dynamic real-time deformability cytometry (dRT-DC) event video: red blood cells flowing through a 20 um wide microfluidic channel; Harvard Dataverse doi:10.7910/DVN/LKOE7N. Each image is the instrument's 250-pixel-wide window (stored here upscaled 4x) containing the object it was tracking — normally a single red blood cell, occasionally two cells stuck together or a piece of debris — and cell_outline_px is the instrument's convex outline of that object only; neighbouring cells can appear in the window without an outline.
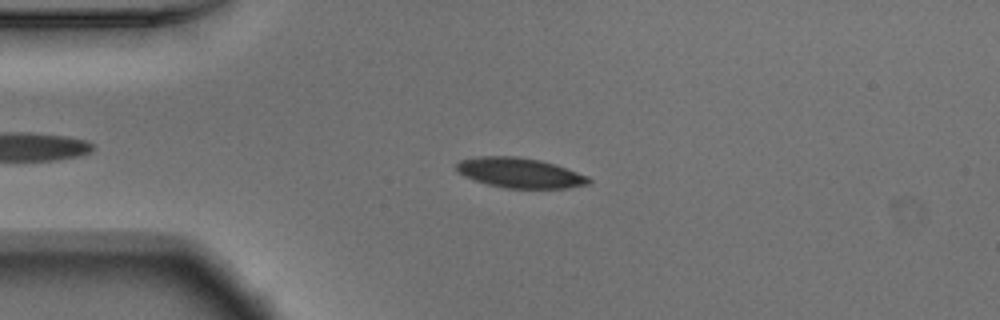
{"species": "Egyptian fruit bat (a non-hibernating species)", "species_latin": "Rousettus aegyptiacus", "temperature_condition": "warm", "stored_images_in_passage": 44, "camera_frame_rate_fps": 3000, "um_per_image_px": 0.085, "animal": {"sex": "male"}, "frame": {"image": 1, "passage_image": 12, "time_ms": 3.667, "image_size_px": [1000, 320], "cell_outline_px": [[592, 180], [588, 184], [568, 188], [504, 188], [488, 184], [464, 176], [456, 168], [456, 164], [460, 160], [480, 156], [516, 156], [540, 160], [588, 176]], "centroid_in_image_um": [44.18, 14.69], "position_along_channel_um": 40.8, "area_um2": 22.83}}
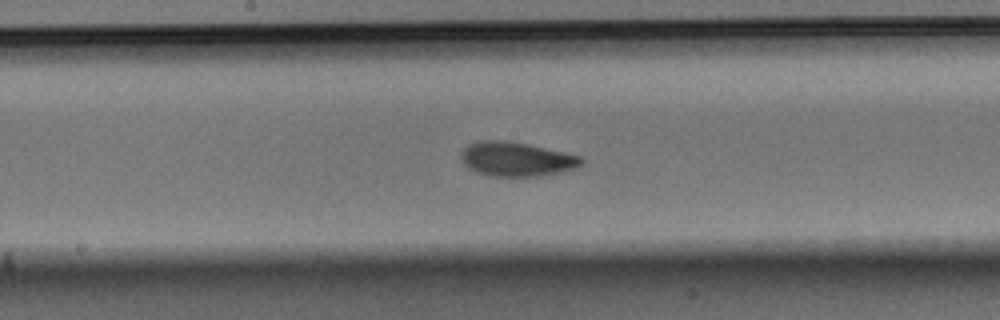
{"frame": {"image": 2, "passage_image": 27, "time_ms": 8.667, "image_size_px": [1000, 320], "cell_outline_px": [[584, 164], [576, 168], [564, 172], [536, 176], [488, 176], [476, 172], [468, 168], [460, 160], [460, 152], [468, 144], [480, 140], [504, 140], [528, 144], [584, 156]], "centroid_in_image_um": [43.92, 13.52], "position_along_channel_um": 204.3, "area_um2": 24.51}}
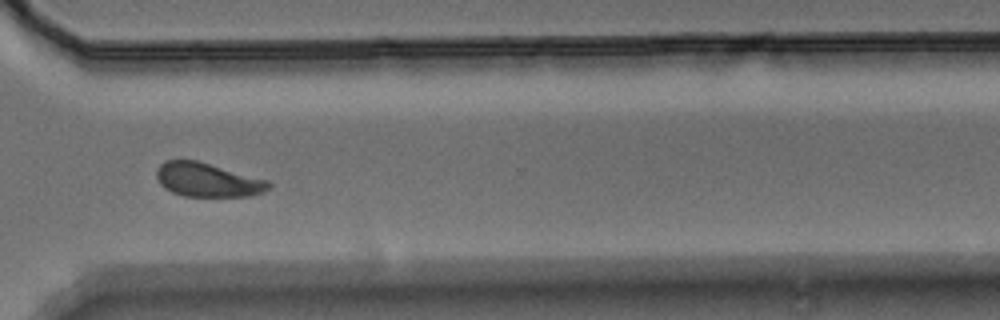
{"frame": {"image": 3, "passage_image": 39, "time_ms": 12.667, "image_size_px": [1000, 320], "cell_outline_px": [[272, 184], [264, 192], [248, 196], [184, 196], [172, 192], [164, 188], [160, 184], [156, 176], [156, 168], [164, 160], [196, 160], [268, 180]], "centroid_in_image_um": [17.61, 15.29], "position_along_channel_um": 353.0, "area_um2": 22.14}, "authors_computed_cell_mechanics": {"area_um2": 23.0333, "velocity_mm_per_s": 3.7248, "shape_relaxation_time_tau1_ms": 2.5635, "shape_relaxation_time_tau2_ms": 2.0443, "deformation_change_tau1": 0.1286, "deformation_change_tau2": 0.0658}}